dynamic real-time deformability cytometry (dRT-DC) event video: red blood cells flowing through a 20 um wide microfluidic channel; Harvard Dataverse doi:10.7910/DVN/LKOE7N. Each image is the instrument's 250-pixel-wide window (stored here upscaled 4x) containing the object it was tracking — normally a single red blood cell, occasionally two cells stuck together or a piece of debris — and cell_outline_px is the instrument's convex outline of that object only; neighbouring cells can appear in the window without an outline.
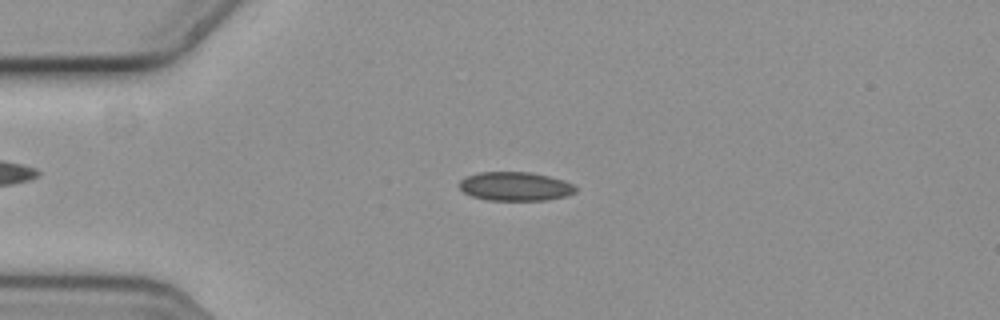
{"species": "common noctule bat (a hibernating species)", "species_latin": "Nyctalus noctula", "temperature_condition": "cold", "stored_images_in_passage": 57, "camera_frame_rate_fps": 3000, "um_per_image_px": 0.085, "animal": {"sex": "female", "body_mass_g": 19.3, "forearm_length_mm": 54.1}, "frame": {"image": 1, "passage_image": 14, "time_ms": 4.333, "image_size_px": [1000, 320], "cell_outline_px": [[576, 192], [564, 196], [544, 200], [488, 200], [472, 196], [464, 192], [460, 188], [460, 180], [468, 176], [480, 172], [528, 172], [548, 176], [564, 180], [572, 184], [576, 188]], "centroid_in_image_um": [43.79, 15.84], "position_along_channel_um": 41.2, "area_um2": 19.31}}
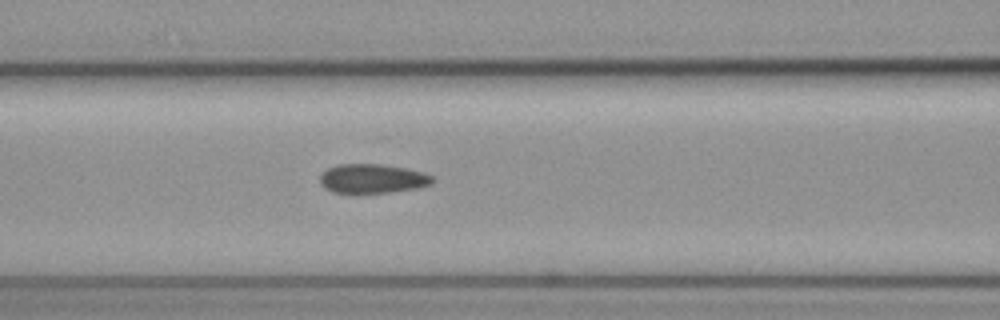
{"frame": {"image": 2, "passage_image": 24, "time_ms": 7.667, "image_size_px": [1000, 320], "cell_outline_px": [[436, 180], [432, 184], [420, 188], [388, 192], [352, 196], [332, 192], [324, 188], [320, 184], [320, 176], [328, 168], [336, 164], [380, 164], [404, 168], [424, 172], [432, 176]], "centroid_in_image_um": [31.63, 15.23], "position_along_channel_um": 135.0, "area_um2": 19.94}}
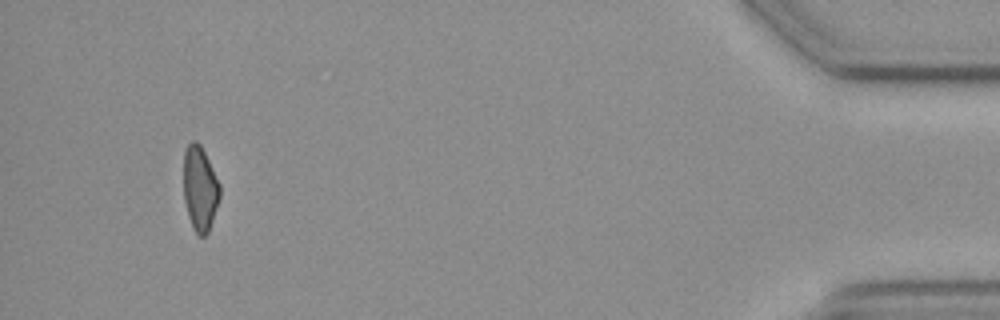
{"frame": {"image": 3, "passage_image": 54, "time_ms": 17.667, "image_size_px": [1000, 320], "cell_outline_px": [[220, 196], [208, 232], [204, 236], [200, 236], [192, 228], [188, 216], [184, 200], [184, 152], [188, 144], [192, 140], [196, 140], [200, 144], [220, 184]], "centroid_in_image_um": [16.98, 16.02], "position_along_channel_um": 418.2, "area_um2": 17.74}, "authors_computed_cell_mechanics": {"area_um2": 19.3052, "velocity_mm_per_s": 3.6124, "shape_relaxation_time_tau1_ms": 8.6766, "shape_relaxation_time_tau2_ms": 3.3111, "deformation_change_tau1": 0.1113, "deformation_change_tau2": 0.0857}}